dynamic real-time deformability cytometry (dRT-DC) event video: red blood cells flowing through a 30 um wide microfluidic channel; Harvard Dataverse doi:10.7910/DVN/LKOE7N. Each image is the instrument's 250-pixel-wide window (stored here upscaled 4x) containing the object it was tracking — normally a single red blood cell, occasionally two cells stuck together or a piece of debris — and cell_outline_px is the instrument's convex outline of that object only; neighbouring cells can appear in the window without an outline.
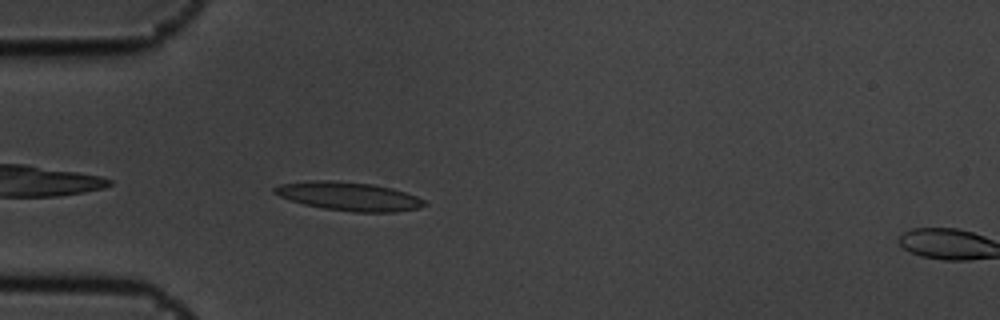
{"species": "common noctule bat (a hibernating species)", "species_latin": "Nyctalus noctula", "temperature_condition": "cold", "stored_images_in_passage": 5, "camera_frame_rate_fps": 3000, "um_per_image_px": 0.085, "animal": {"sex": "male", "body_mass_g": 19.5, "forearm_length_mm": 54.6}, "frame": {"image": 1, "passage_image": 4, "time_ms": 1.0, "image_size_px": [1000, 320], "cell_outline_px": [[428, 204], [420, 208], [396, 212], [352, 212], [324, 208], [304, 204], [280, 196], [272, 192], [272, 188], [280, 184], [312, 180], [332, 180], [372, 184], [392, 188], [416, 196], [424, 200]], "centroid_in_image_um": [29.67, 16.69], "position_along_channel_um": 55.3, "area_um2": 24.97}}